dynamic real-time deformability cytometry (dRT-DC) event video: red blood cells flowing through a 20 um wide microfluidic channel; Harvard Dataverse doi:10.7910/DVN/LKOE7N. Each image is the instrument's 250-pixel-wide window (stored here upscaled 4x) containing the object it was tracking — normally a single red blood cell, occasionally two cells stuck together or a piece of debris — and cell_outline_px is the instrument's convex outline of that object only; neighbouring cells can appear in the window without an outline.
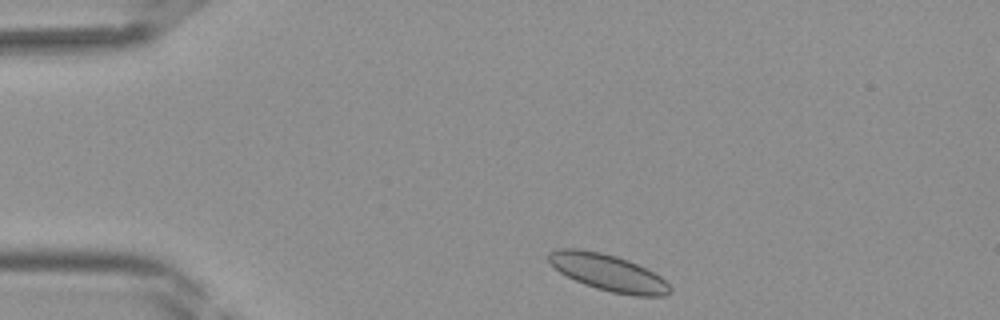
{"species": "Egyptian fruit bat (a non-hibernating species)", "species_latin": "Rousettus aegyptiacus", "temperature_condition": "room temperature", "stored_images_in_passage": 36, "segment_of_instrument_passage": [1, 2], "camera_frame_rate_fps": 3000, "um_per_image_px": 0.085, "frame": {"image": 1, "passage_image": 1, "time_ms": 0.0, "image_size_px": [1000, 320], "cell_outline_px": [[672, 292], [664, 296], [632, 296], [612, 292], [596, 288], [584, 284], [560, 272], [548, 260], [548, 252], [560, 248], [576, 248], [600, 252], [616, 256], [628, 260], [660, 276], [672, 288]], "centroid_in_image_um": [51.7, 23.17], "position_along_channel_um": 33.3, "area_um2": 25.66}}
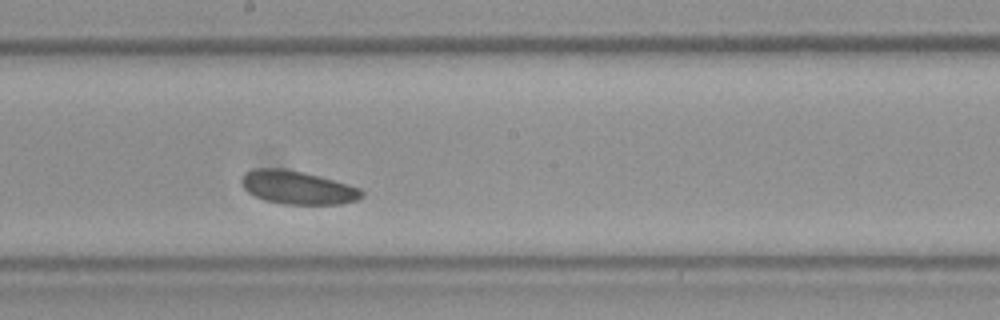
{"frame": {"image": 2, "passage_image": 16, "time_ms": 5.0, "image_size_px": [1000, 320], "cell_outline_px": [[364, 196], [356, 200], [340, 204], [284, 204], [264, 200], [248, 192], [240, 184], [240, 180], [244, 172], [252, 168], [284, 168], [348, 184], [360, 188], [364, 192]], "centroid_in_image_um": [25.25, 15.94], "position_along_channel_um": 223.0, "area_um2": 23.29}}
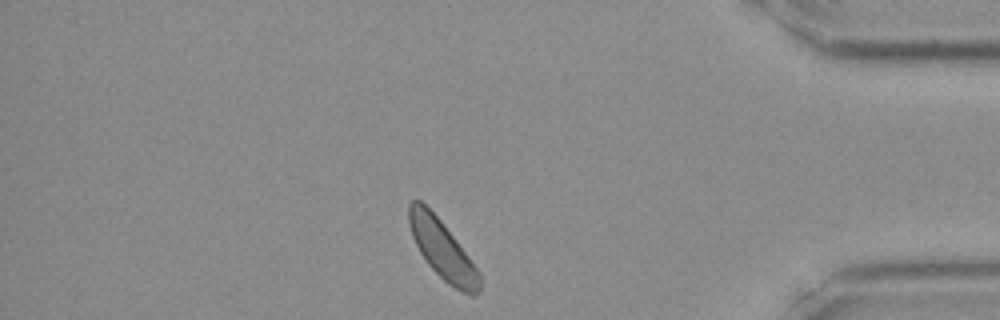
{"frame": {"image": 3, "passage_image": 29, "time_ms": 9.333, "image_size_px": [1000, 320], "cell_outline_px": [[480, 292], [472, 296], [460, 292], [448, 284], [428, 264], [420, 252], [412, 236], [408, 224], [408, 204], [412, 200], [420, 200], [440, 220], [456, 240], [480, 272]], "centroid_in_image_um": [37.6, 21.24], "position_along_channel_um": 397.6, "area_um2": 23.99}}